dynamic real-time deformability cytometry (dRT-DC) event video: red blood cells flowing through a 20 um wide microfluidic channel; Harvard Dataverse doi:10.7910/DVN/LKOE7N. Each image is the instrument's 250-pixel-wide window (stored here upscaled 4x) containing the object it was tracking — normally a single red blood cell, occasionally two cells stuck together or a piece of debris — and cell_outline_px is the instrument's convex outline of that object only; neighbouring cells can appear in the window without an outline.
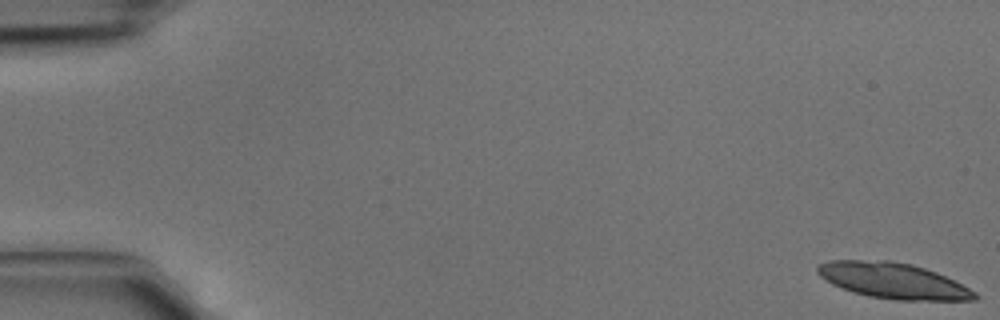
{"species": "common noctule bat (a hibernating species)", "species_latin": "Nyctalus noctula", "temperature_condition": "cold", "stored_images_in_passage": 4, "camera_frame_rate_fps": 3000, "um_per_image_px": 0.085, "animal": {"sex": "male", "body_mass_g": 15.6}, "frame": {"image": 1, "passage_image": 1, "time_ms": 0.0, "image_size_px": [1000, 320], "cell_outline_px": [[980, 296], [976, 300], [896, 300], [868, 296], [852, 292], [832, 284], [820, 276], [816, 272], [816, 264], [828, 260], [892, 260], [912, 264], [936, 272], [976, 292]], "centroid_in_image_um": [75.87, 23.85], "position_along_channel_um": 9.1, "area_um2": 32.83}}